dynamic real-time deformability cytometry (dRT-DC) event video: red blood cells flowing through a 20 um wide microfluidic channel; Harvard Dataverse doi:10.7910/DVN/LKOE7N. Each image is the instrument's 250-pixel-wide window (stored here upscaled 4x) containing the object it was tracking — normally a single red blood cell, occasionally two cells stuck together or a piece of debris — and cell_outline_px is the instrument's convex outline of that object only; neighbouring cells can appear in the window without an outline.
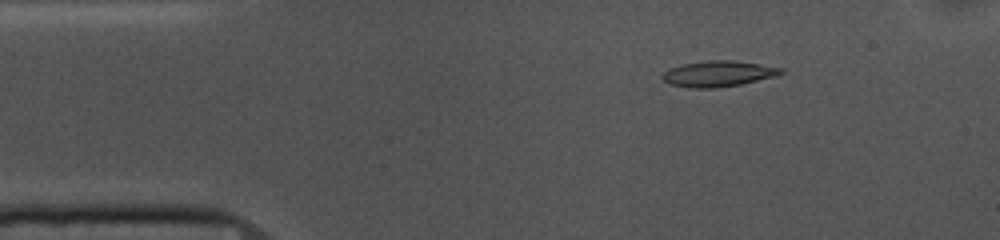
{"species": "common noctule bat (a hibernating species)", "species_latin": "Nyctalus noctula", "temperature_condition": "cold", "stored_images_in_passage": 53, "camera_frame_rate_fps": 3000, "um_per_image_px": 0.085, "animal": {"sex": "female", "body_mass_g": 10.0, "forearm_length_mm": 53.1}, "frame": {"image": 1, "passage_image": 7, "time_ms": 2.0, "image_size_px": [1000, 240], "cell_outline_px": [[784, 72], [776, 76], [740, 84], [716, 88], [692, 88], [672, 84], [664, 80], [660, 76], [664, 72], [680, 64], [708, 60], [732, 60], [760, 64], [784, 68]], "centroid_in_image_um": [61.07, 6.26], "position_along_channel_um": 23.9, "area_um2": 17.74}}
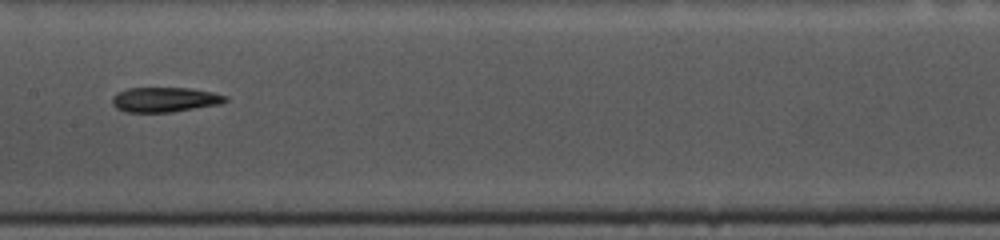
{"frame": {"image": 2, "passage_image": 25, "time_ms": 8.0, "image_size_px": [1000, 240], "cell_outline_px": [[228, 100], [220, 104], [172, 112], [124, 112], [116, 108], [112, 104], [112, 96], [116, 92], [128, 88], [188, 88], [212, 92], [228, 96]], "centroid_in_image_um": [13.98, 8.47], "position_along_channel_um": 193.4, "area_um2": 16.47}}
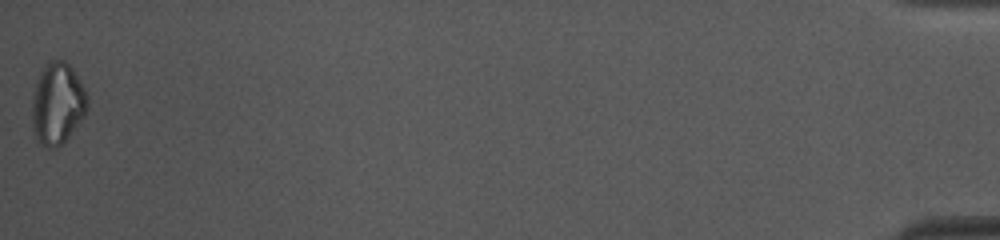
{"frame": {"image": 3, "passage_image": 53, "time_ms": 17.333, "image_size_px": [1000, 240], "cell_outline_px": [[88, 108], [84, 116], [68, 136], [56, 148], [48, 148], [36, 140], [32, 128], [32, 96], [40, 72], [48, 60], [64, 60], [72, 68], [84, 88], [88, 96]], "centroid_in_image_um": [4.87, 8.8], "position_along_channel_um": 430.3, "area_um2": 26.3}, "authors_computed_cell_mechanics": {"area_um2": 17.051, "velocity_mm_per_s": 3.6649, "shape_relaxation_time_tau1_ms": 10.546, "shape_relaxation_time_tau2_ms": 8.8886, "deformation_change_tau1": 0.2546, "deformation_change_tau2": 0.2143}}